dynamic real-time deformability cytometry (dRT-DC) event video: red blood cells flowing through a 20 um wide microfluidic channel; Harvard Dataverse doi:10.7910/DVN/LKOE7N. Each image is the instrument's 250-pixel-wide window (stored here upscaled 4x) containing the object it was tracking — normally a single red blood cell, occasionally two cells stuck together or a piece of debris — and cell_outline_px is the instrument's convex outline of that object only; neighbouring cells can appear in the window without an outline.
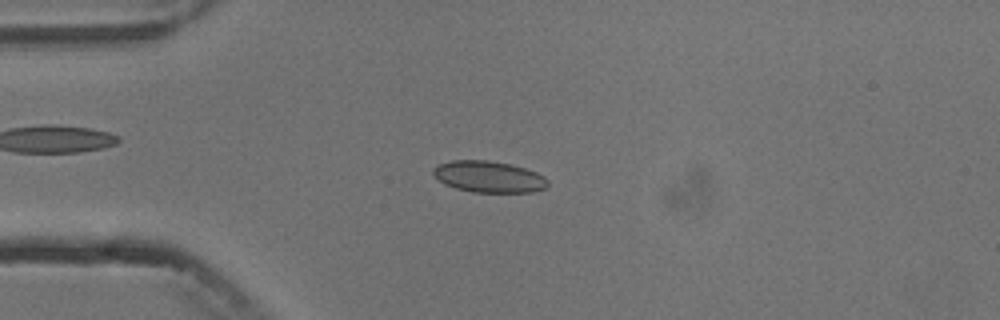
{"species": "common noctule bat (a hibernating species)", "species_latin": "Nyctalus noctula", "temperature_condition": "cold", "stored_images_in_passage": 7, "camera_frame_rate_fps": 3000, "um_per_image_px": 0.085, "animal": {"sex": "male", "body_mass_g": 13.3}, "frame": {"image": 1, "passage_image": 4, "time_ms": 3.333, "image_size_px": [1000, 320], "cell_outline_px": [[548, 184], [544, 188], [532, 192], [472, 192], [456, 188], [444, 184], [432, 172], [432, 168], [440, 164], [452, 160], [488, 160], [508, 164], [524, 168], [536, 172], [544, 176], [548, 180]], "centroid_in_image_um": [41.54, 15.02], "position_along_channel_um": 43.5, "area_um2": 20.81}}
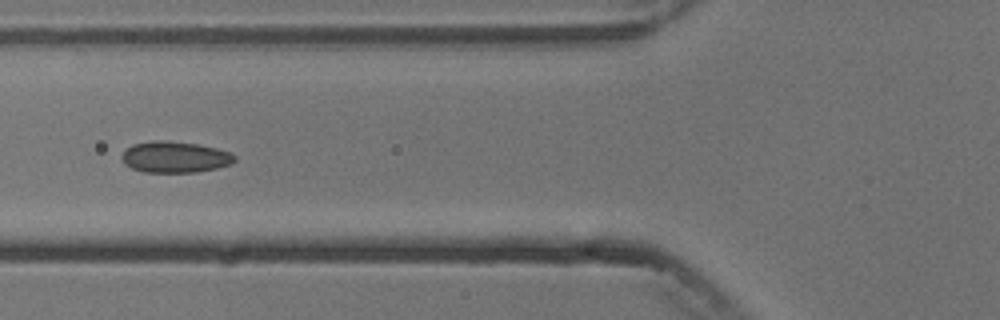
{"frame": {"image": 2, "passage_image": 6, "time_ms": 5.667, "image_size_px": [1000, 320], "cell_outline_px": [[236, 160], [232, 164], [216, 168], [196, 172], [144, 172], [132, 168], [124, 164], [120, 156], [132, 144], [152, 140], [164, 140], [200, 144], [232, 152], [236, 156]], "centroid_in_image_um": [14.89, 13.34], "position_along_channel_um": 110.9, "area_um2": 20.75}}
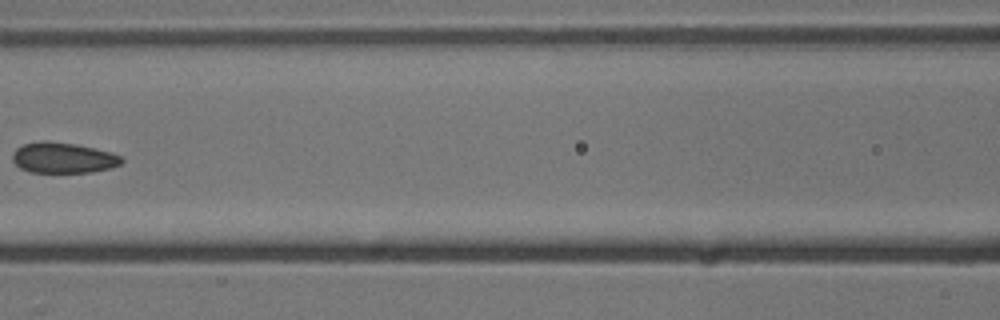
{"frame": {"image": 3, "passage_image": 7, "time_ms": 7.0, "image_size_px": [1000, 320], "cell_outline_px": [[124, 160], [120, 164], [112, 168], [92, 172], [32, 172], [20, 168], [12, 160], [12, 152], [16, 148], [24, 144], [40, 140], [44, 140], [76, 144], [108, 152], [120, 156]], "centroid_in_image_um": [5.33, 13.41], "position_along_channel_um": 161.3, "area_um2": 19.42}}